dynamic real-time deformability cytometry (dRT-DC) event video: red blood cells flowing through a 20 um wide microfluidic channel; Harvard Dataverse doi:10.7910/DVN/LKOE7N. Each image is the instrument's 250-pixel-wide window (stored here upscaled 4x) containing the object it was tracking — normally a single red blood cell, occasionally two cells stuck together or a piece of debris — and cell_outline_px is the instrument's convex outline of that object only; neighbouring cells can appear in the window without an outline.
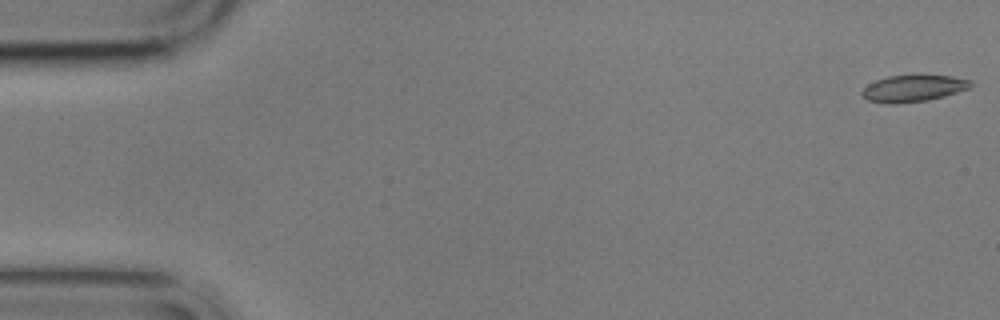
{"species": "common noctule bat (a hibernating species)", "species_latin": "Nyctalus noctula", "temperature_condition": "cold", "stored_images_in_passage": 5, "camera_frame_rate_fps": 3000, "um_per_image_px": 0.085, "animal": {"sex": "male", "body_mass_g": 17.9}, "frame": {"image": 1, "passage_image": 1, "time_ms": 0.0, "image_size_px": [1000, 320], "cell_outline_px": [[972, 88], [944, 96], [928, 100], [896, 104], [888, 104], [868, 100], [860, 92], [868, 84], [876, 80], [888, 76], [916, 72], [920, 72], [952, 76], [972, 80]], "centroid_in_image_um": [77.68, 7.46], "position_along_channel_um": 7.3, "area_um2": 17.8}}
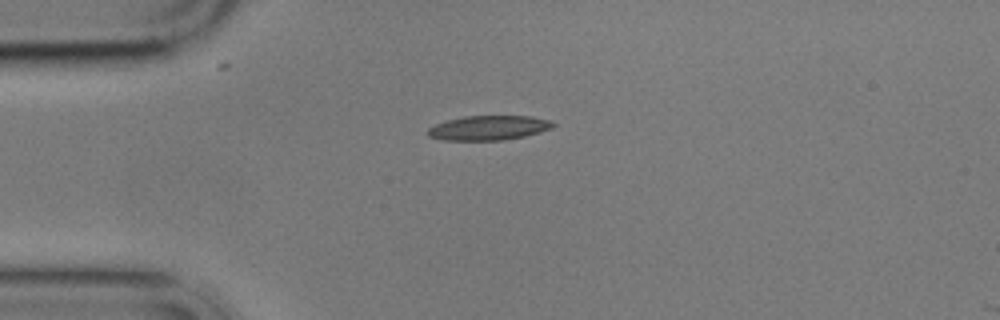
{"frame": {"image": 2, "passage_image": 4, "time_ms": 4.333, "image_size_px": [1000, 320], "cell_outline_px": [[556, 124], [552, 128], [540, 132], [524, 136], [504, 140], [444, 140], [428, 136], [424, 132], [428, 128], [436, 124], [448, 120], [464, 116], [532, 116], [548, 120]], "centroid_in_image_um": [41.51, 10.87], "position_along_channel_um": 43.5, "area_um2": 17.92}}